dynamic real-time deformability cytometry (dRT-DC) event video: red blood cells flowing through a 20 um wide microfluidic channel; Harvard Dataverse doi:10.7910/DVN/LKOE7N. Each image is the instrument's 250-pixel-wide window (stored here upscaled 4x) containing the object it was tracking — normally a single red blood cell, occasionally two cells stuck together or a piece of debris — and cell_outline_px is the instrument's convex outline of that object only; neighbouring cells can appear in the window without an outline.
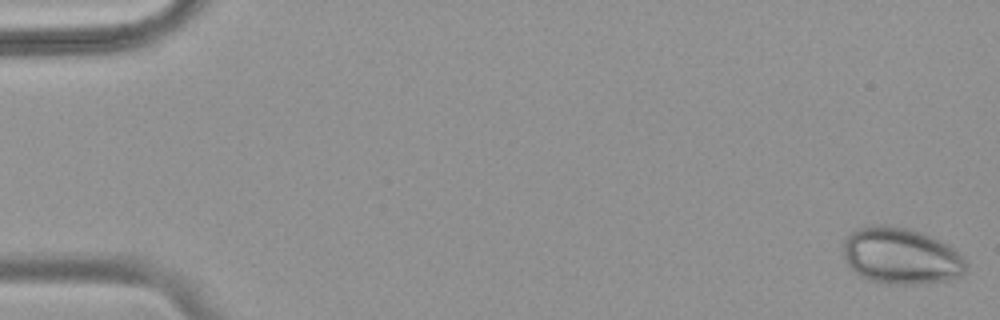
{"species": "common noctule bat (a hibernating species)", "species_latin": "Nyctalus noctula", "temperature_condition": "warm", "stored_images_in_passage": 43, "camera_frame_rate_fps": 3000, "um_per_image_px": 0.085, "animal": {"sex": "female", "body_mass_g": 18.4}, "frame": {"image": 1, "passage_image": 1, "time_ms": 0.0, "image_size_px": [1000, 320], "cell_outline_px": [[968, 268], [964, 272], [948, 280], [912, 284], [884, 284], [868, 280], [860, 276], [848, 264], [844, 256], [844, 240], [856, 228], [872, 224], [888, 224], [908, 228], [920, 232], [940, 240], [948, 244], [968, 264]], "centroid_in_image_um": [76.56, 21.74], "position_along_channel_um": 8.4, "area_um2": 40.4}}
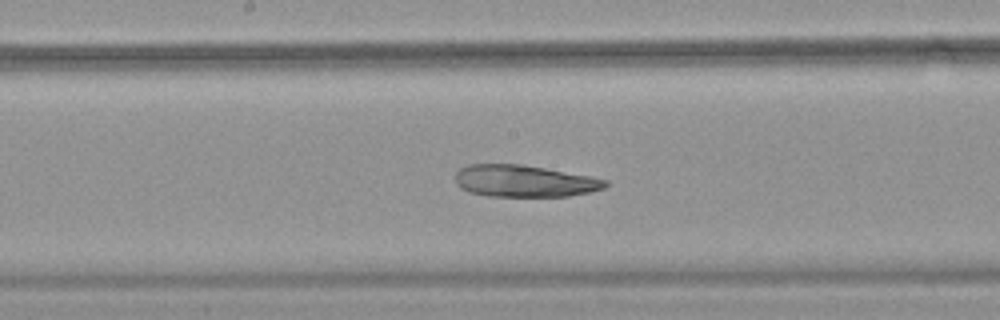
{"frame": {"image": 2, "passage_image": 29, "time_ms": 9.333, "image_size_px": [1000, 320], "cell_outline_px": [[608, 184], [604, 188], [588, 192], [568, 196], [488, 196], [468, 192], [460, 188], [456, 184], [456, 172], [460, 168], [468, 164], [524, 164], [592, 176], [608, 180]], "centroid_in_image_um": [44.56, 15.38], "position_along_channel_um": 203.6, "area_um2": 28.09}}
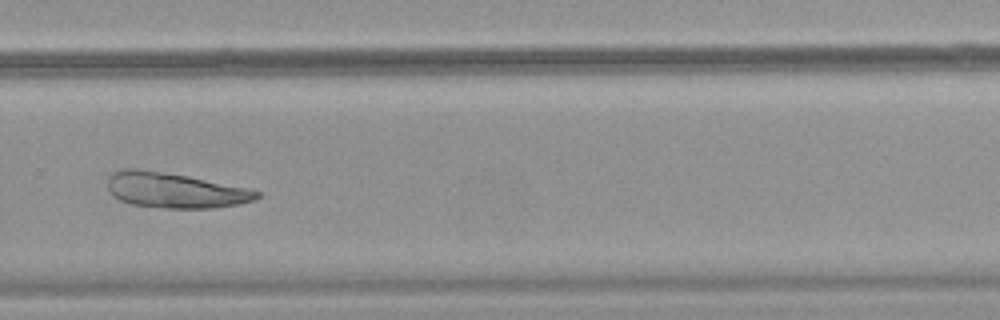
{"frame": {"image": 3, "passage_image": 38, "time_ms": 12.333, "image_size_px": [1000, 320], "cell_outline_px": [[260, 196], [256, 200], [240, 204], [216, 208], [168, 208], [132, 204], [120, 200], [112, 196], [108, 188], [108, 176], [112, 172], [124, 168], [136, 168], [188, 176], [244, 188], [260, 192]], "centroid_in_image_um": [14.83, 16.18], "position_along_channel_um": 315.0, "area_um2": 30.46}}